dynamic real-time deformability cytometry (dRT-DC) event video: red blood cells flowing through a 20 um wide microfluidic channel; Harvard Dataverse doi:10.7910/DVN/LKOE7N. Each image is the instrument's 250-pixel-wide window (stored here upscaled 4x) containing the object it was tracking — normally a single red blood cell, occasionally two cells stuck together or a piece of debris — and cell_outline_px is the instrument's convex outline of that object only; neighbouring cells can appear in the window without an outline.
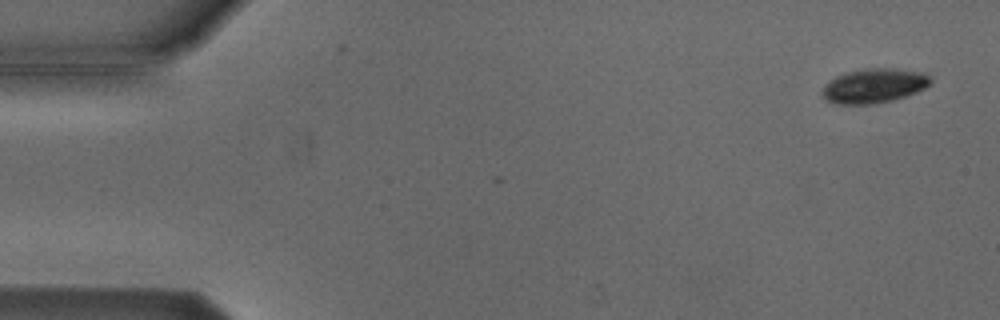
{"species": "Egyptian fruit bat (a non-hibernating species)", "species_latin": "Rousettus aegyptiacus", "temperature_condition": "cold", "stored_images_in_passage": 2, "camera_frame_rate_fps": 3000, "um_per_image_px": 0.085, "animal": {"sex": "male"}, "frame": {"image": 1, "passage_image": 1, "time_ms": 0.0, "image_size_px": [1000, 320], "cell_outline_px": [[932, 84], [916, 92], [892, 100], [872, 104], [836, 104], [828, 100], [824, 96], [824, 84], [836, 76], [848, 72], [864, 68], [896, 68], [924, 72], [932, 76]], "centroid_in_image_um": [74.36, 7.27], "position_along_channel_um": 10.6, "area_um2": 21.73}}